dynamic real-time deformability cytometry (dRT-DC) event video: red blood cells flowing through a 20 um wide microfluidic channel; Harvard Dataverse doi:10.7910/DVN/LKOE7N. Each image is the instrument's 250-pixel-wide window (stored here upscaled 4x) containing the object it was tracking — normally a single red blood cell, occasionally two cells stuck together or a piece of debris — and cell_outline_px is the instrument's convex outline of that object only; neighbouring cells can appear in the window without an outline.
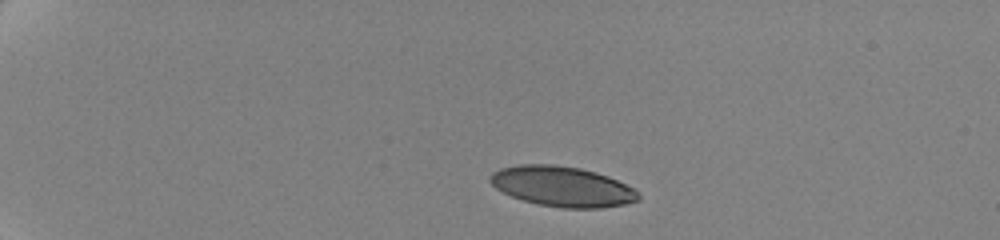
{"species": "human", "species_latin": "Homo sapiens", "temperature_condition": "cold", "stored_images_in_passage": 27, "camera_frame_rate_fps": 3000, "um_per_image_px": 0.085, "donor": {"sex": "female"}, "frame": {"image": 1, "passage_image": 1, "time_ms": 0.0, "image_size_px": [1000, 240], "cell_outline_px": [[640, 200], [624, 204], [600, 208], [560, 208], [536, 204], [512, 196], [496, 188], [488, 180], [492, 172], [500, 168], [520, 164], [552, 164], [580, 168], [596, 172], [608, 176], [636, 188], [640, 196]], "centroid_in_image_um": [47.81, 15.85], "position_along_channel_um": 37.2, "area_um2": 34.91}}
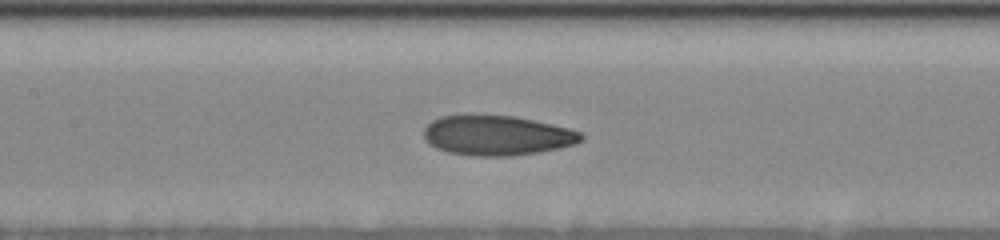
{"frame": {"image": 2, "passage_image": 16, "time_ms": 6.0, "image_size_px": [1000, 240], "cell_outline_px": [[584, 140], [576, 144], [560, 148], [540, 152], [512, 156], [472, 156], [448, 152], [436, 148], [428, 144], [424, 140], [424, 128], [432, 120], [440, 116], [516, 116], [568, 128], [580, 132], [584, 136]], "centroid_in_image_um": [42.25, 11.53], "position_along_channel_um": 165.1, "area_um2": 36.59}}
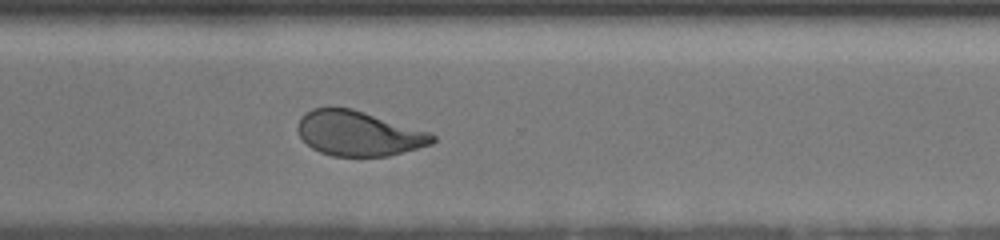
{"frame": {"image": 3, "passage_image": 27, "time_ms": 11.0, "image_size_px": [1000, 240], "cell_outline_px": [[436, 140], [432, 144], [388, 156], [332, 156], [320, 152], [312, 148], [300, 136], [296, 128], [300, 116], [312, 108], [352, 108], [432, 132], [436, 136]], "centroid_in_image_um": [30.5, 11.34], "position_along_channel_um": 340.1, "area_um2": 35.37}}